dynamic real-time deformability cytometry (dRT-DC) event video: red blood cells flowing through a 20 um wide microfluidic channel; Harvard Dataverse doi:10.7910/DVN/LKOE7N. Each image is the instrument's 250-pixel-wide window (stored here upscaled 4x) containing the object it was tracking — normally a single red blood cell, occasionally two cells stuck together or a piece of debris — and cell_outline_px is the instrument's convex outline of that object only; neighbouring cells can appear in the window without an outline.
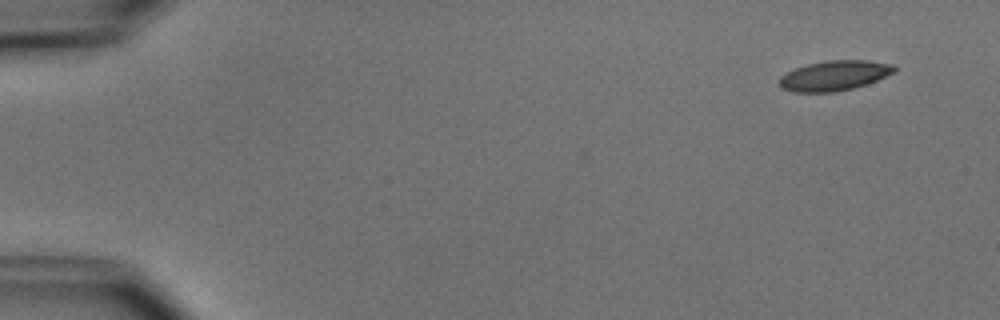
{"species": "common noctule bat (a hibernating species)", "species_latin": "Nyctalus noctula", "temperature_condition": "cold", "stored_images_in_passage": 4, "camera_frame_rate_fps": 3000, "um_per_image_px": 0.085, "animal": {"sex": "male", "body_mass_g": 15.6}, "frame": {"image": 1, "passage_image": 1, "time_ms": 0.0, "image_size_px": [1000, 320], "cell_outline_px": [[896, 72], [876, 80], [852, 88], [836, 92], [792, 92], [780, 88], [780, 76], [796, 68], [808, 64], [828, 60], [868, 60], [892, 64], [896, 68]], "centroid_in_image_um": [70.92, 6.42], "position_along_channel_um": 14.1, "area_um2": 20.0}}
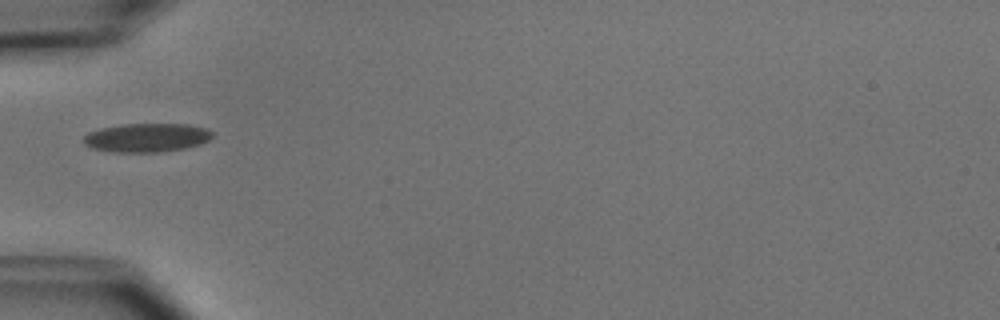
{"frame": {"image": 2, "passage_image": 4, "time_ms": 4.667, "image_size_px": [1000, 320], "cell_outline_px": [[212, 136], [208, 140], [200, 144], [184, 148], [156, 152], [112, 152], [92, 148], [84, 144], [84, 136], [88, 132], [100, 128], [124, 124], [188, 124], [208, 128], [212, 132]], "centroid_in_image_um": [12.46, 11.69], "position_along_channel_um": 72.5, "area_um2": 21.56}}